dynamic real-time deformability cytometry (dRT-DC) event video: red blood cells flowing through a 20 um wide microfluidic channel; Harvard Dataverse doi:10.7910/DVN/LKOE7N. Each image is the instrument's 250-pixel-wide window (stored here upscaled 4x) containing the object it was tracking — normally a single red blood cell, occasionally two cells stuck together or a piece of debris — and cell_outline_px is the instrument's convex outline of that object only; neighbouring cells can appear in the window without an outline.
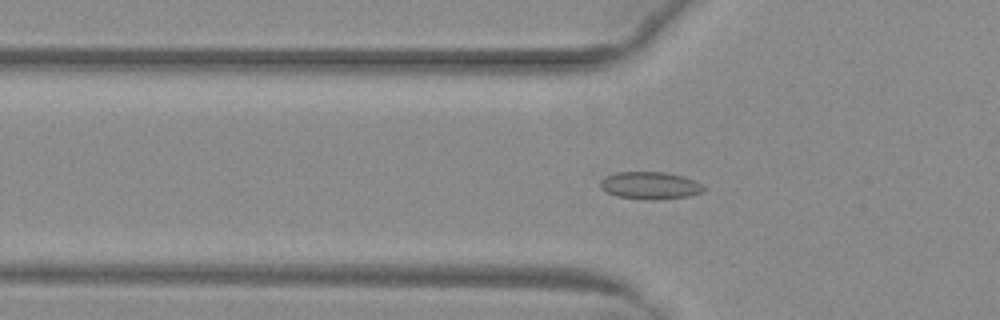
{"species": "common noctule bat (a hibernating species)", "species_latin": "Nyctalus noctula", "temperature_condition": "warm", "stored_images_in_passage": 52, "camera_frame_rate_fps": 3000, "um_per_image_px": 0.085, "animal": {"sex": "female", "body_mass_g": 29.2, "forearm_length_mm": 56.3}, "frame": {"image": 1, "passage_image": 18, "time_ms": 5.667, "image_size_px": [1000, 320], "cell_outline_px": [[704, 188], [700, 192], [688, 196], [656, 200], [644, 200], [616, 196], [600, 188], [600, 180], [604, 176], [616, 172], [664, 172], [684, 176], [700, 184]], "centroid_in_image_um": [55.19, 15.77], "position_along_channel_um": 70.6, "area_um2": 16.47}}
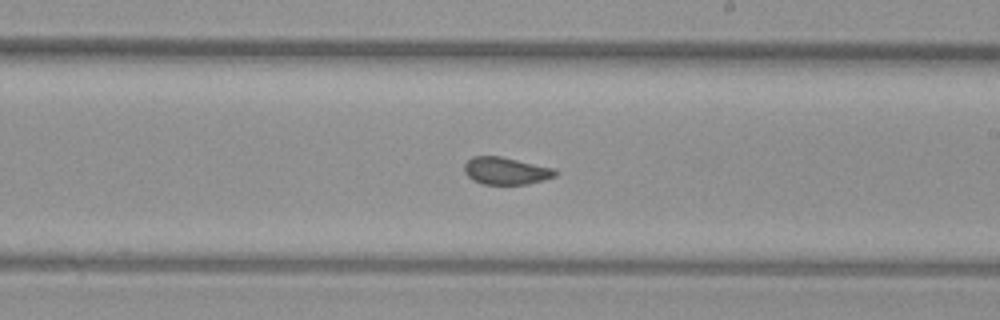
{"frame": {"image": 2, "passage_image": 31, "time_ms": 10.0, "image_size_px": [1000, 320], "cell_outline_px": [[560, 172], [556, 176], [544, 180], [528, 184], [484, 184], [472, 180], [464, 172], [464, 164], [472, 156], [500, 156], [556, 168]], "centroid_in_image_um": [43.04, 14.52], "position_along_channel_um": 246.0, "area_um2": 14.68}}
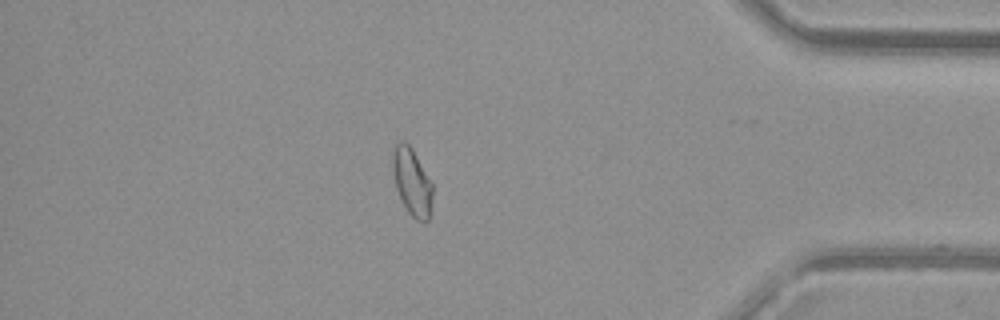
{"frame": {"image": 3, "passage_image": 45, "time_ms": 14.667, "image_size_px": [1000, 320], "cell_outline_px": [[432, 196], [428, 220], [424, 224], [416, 220], [408, 212], [396, 188], [392, 168], [392, 156], [396, 140], [404, 140], [412, 148], [432, 184]], "centroid_in_image_um": [35.0, 15.44], "position_along_channel_um": 400.2, "area_um2": 15.55}}